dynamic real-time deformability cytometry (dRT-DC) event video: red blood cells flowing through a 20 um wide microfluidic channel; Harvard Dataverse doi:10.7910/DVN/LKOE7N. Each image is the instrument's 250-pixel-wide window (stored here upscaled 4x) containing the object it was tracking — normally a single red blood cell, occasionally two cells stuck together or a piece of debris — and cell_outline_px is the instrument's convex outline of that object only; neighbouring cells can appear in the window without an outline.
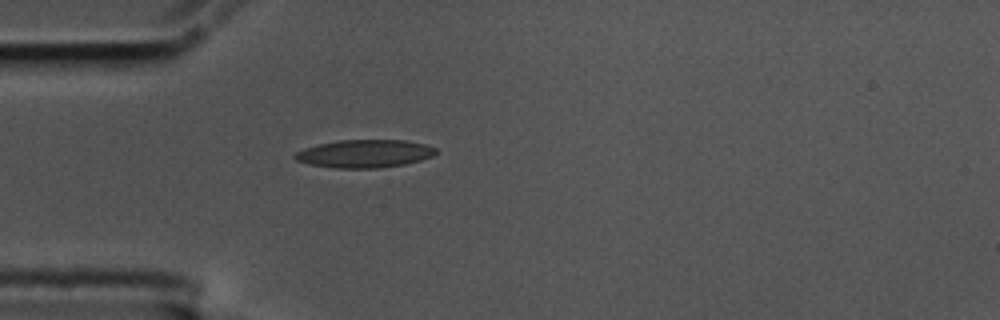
{"species": "common noctule bat (a hibernating species)", "species_latin": "Nyctalus noctula", "temperature_condition": "cold", "stored_images_in_passage": 8, "camera_frame_rate_fps": 3000, "um_per_image_px": 0.085, "animal": {"sex": "male", "body_mass_g": 17.5, "forearm_length_mm": 52.3}, "frame": {"image": 1, "passage_image": 1, "time_ms": 0.0, "image_size_px": [1000, 320], "cell_outline_px": [[436, 152], [432, 156], [420, 160], [404, 164], [380, 168], [336, 168], [308, 164], [296, 160], [292, 156], [296, 152], [304, 148], [320, 144], [340, 140], [404, 140], [424, 144], [436, 148]], "centroid_in_image_um": [30.97, 13.06], "position_along_channel_um": 54.0, "area_um2": 22.83}}
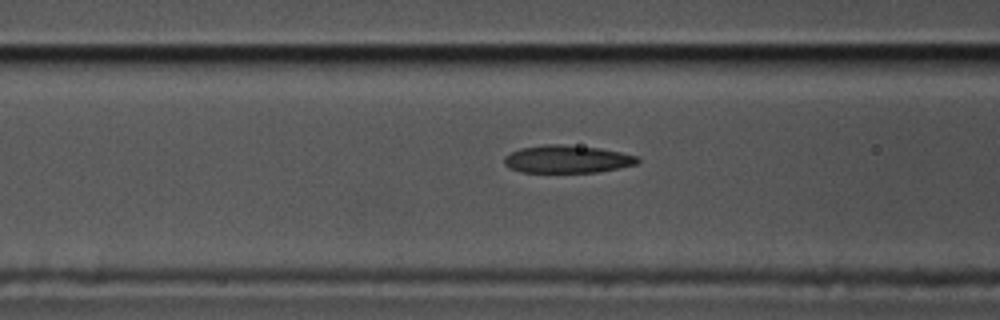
{"frame": {"image": 2, "passage_image": 7, "time_ms": 2.0, "image_size_px": [1000, 320], "cell_outline_px": [[640, 160], [636, 164], [596, 172], [520, 172], [504, 164], [504, 156], [520, 148], [544, 144], [560, 144], [600, 148], [620, 152], [636, 156]], "centroid_in_image_um": [48.18, 13.52], "position_along_channel_um": 118.4, "area_um2": 21.33}}